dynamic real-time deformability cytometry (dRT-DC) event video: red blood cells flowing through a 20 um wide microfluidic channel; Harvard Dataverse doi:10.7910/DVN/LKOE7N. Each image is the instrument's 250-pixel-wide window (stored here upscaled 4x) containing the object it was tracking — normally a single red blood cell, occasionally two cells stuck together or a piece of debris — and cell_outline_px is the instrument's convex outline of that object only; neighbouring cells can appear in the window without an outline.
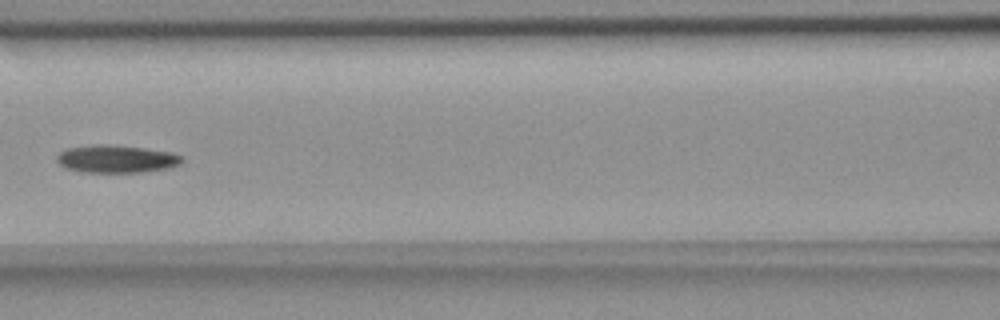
{"species": "common noctule bat (a hibernating species)", "species_latin": "Nyctalus noctula", "temperature_condition": "room temperature", "stored_images_in_passage": 7, "camera_frame_rate_fps": 3000, "um_per_image_px": 0.085, "animal": {"sex": "female", "body_mass_g": 18.4}, "frame": {"image": 1, "passage_image": 5, "time_ms": 4.667, "image_size_px": [1000, 320], "cell_outline_px": [[184, 160], [180, 164], [168, 168], [140, 172], [84, 172], [64, 168], [56, 160], [56, 156], [60, 152], [68, 148], [96, 144], [104, 144], [144, 148], [172, 152], [180, 156]], "centroid_in_image_um": [9.88, 13.51], "position_along_channel_um": 156.7, "area_um2": 20.11}}
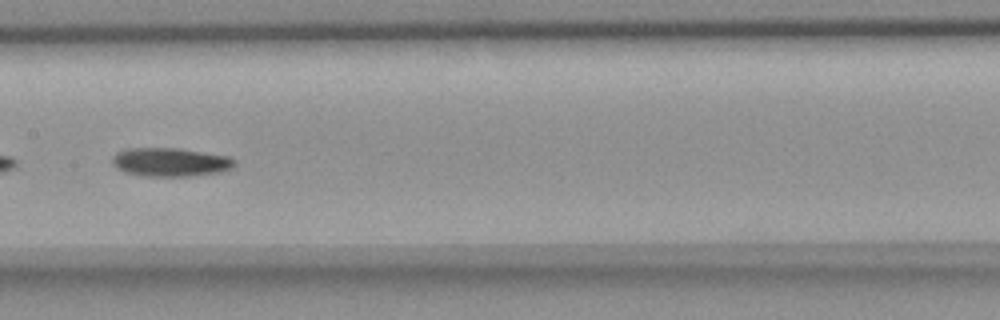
{"frame": {"image": 2, "passage_image": 6, "time_ms": 5.667, "image_size_px": [1000, 320], "cell_outline_px": [[236, 164], [220, 172], [192, 176], [140, 176], [124, 172], [112, 164], [112, 156], [116, 152], [124, 148], [180, 148], [228, 156], [236, 160]], "centroid_in_image_um": [14.44, 13.77], "position_along_channel_um": 193.0, "area_um2": 20.58}}
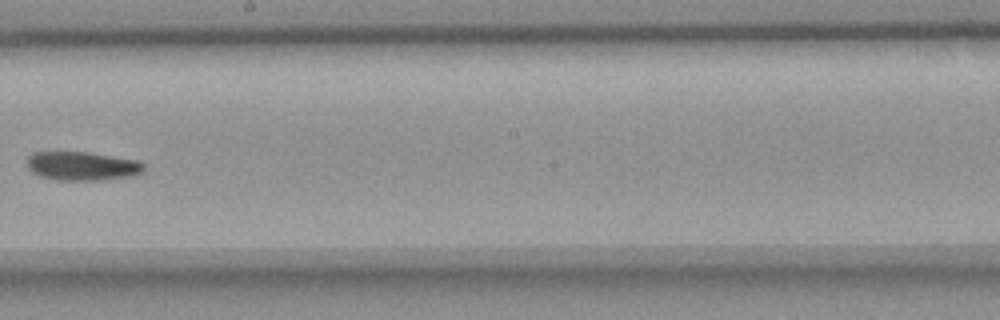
{"frame": {"image": 3, "passage_image": 7, "time_ms": 7.0, "image_size_px": [1000, 320], "cell_outline_px": [[144, 172], [136, 176], [100, 180], [56, 180], [40, 176], [32, 172], [28, 168], [24, 160], [32, 152], [88, 152], [136, 160], [144, 164]], "centroid_in_image_um": [6.96, 14.11], "position_along_channel_um": 241.2, "area_um2": 19.88}}